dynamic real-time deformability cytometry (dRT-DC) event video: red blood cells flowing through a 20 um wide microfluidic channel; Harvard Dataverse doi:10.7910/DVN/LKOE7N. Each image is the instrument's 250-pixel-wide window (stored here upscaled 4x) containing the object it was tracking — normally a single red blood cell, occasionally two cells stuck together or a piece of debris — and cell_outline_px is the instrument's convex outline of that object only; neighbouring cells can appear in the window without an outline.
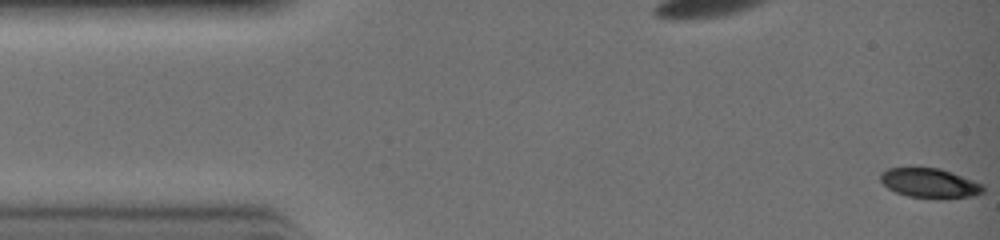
{"species": "common noctule bat (a hibernating species)", "species_latin": "Nyctalus noctula", "temperature_condition": "warm", "stored_images_in_passage": 31, "camera_frame_rate_fps": 3000, "um_per_image_px": 0.085, "animal": {"sex": "female", "body_mass_g": 19.0, "forearm_length_mm": 51.5}, "frame": {"image": 1, "passage_image": 1, "time_ms": 0.0, "image_size_px": [1000, 240], "cell_outline_px": [[984, 192], [972, 196], [908, 196], [896, 192], [888, 188], [880, 180], [880, 172], [888, 168], [912, 164], [940, 168], [952, 172], [984, 184]], "centroid_in_image_um": [78.95, 15.46], "position_along_channel_um": 6.1, "area_um2": 17.8}}
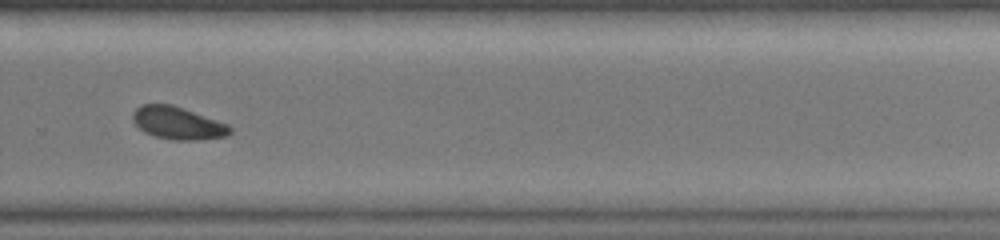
{"frame": {"image": 2, "passage_image": 22, "time_ms": 7.0, "image_size_px": [1000, 240], "cell_outline_px": [[232, 132], [228, 136], [192, 140], [176, 140], [156, 136], [144, 132], [132, 120], [132, 112], [140, 104], [172, 104], [228, 124], [232, 128]], "centroid_in_image_um": [15.1, 10.45], "position_along_channel_um": 314.7, "area_um2": 18.38}}
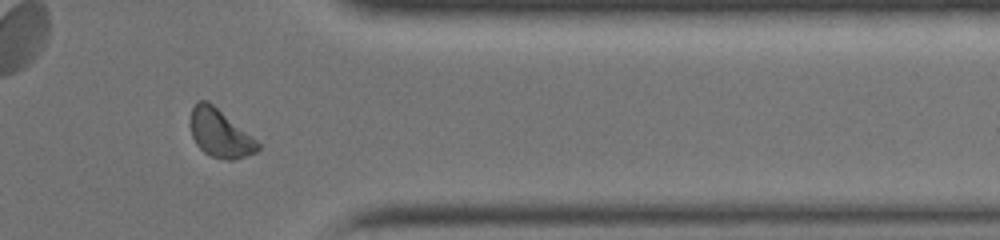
{"frame": {"image": 3, "passage_image": 26, "time_ms": 8.333, "image_size_px": [1000, 240], "cell_outline_px": [[260, 148], [256, 152], [232, 160], [224, 160], [212, 156], [204, 152], [196, 144], [192, 136], [188, 124], [192, 108], [196, 100], [208, 100], [256, 140], [260, 144]], "centroid_in_image_um": [18.64, 11.31], "position_along_channel_um": 392.8, "area_um2": 18.84}}